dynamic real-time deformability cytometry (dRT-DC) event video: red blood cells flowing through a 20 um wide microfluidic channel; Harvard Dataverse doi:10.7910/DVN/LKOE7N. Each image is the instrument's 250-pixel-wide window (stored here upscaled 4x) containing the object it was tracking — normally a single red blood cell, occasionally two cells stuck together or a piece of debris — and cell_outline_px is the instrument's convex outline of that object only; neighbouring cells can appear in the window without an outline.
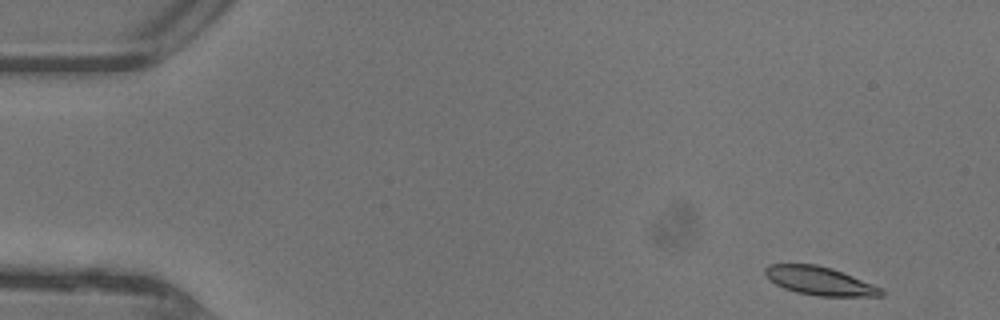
{"species": "common noctule bat (a hibernating species)", "species_latin": "Nyctalus noctula", "temperature_condition": "warm", "stored_images_in_passage": 44, "camera_frame_rate_fps": 3000, "um_per_image_px": 0.085, "animal": {"sex": "female"}, "frame": {"image": 1, "passage_image": 1, "time_ms": 0.0, "image_size_px": [1000, 320], "cell_outline_px": [[884, 296], [816, 296], [796, 292], [784, 288], [768, 280], [764, 272], [764, 268], [768, 264], [816, 264], [832, 268], [872, 284], [880, 288], [884, 292]], "centroid_in_image_um": [69.62, 23.87], "position_along_channel_um": 15.4, "area_um2": 19.19}}
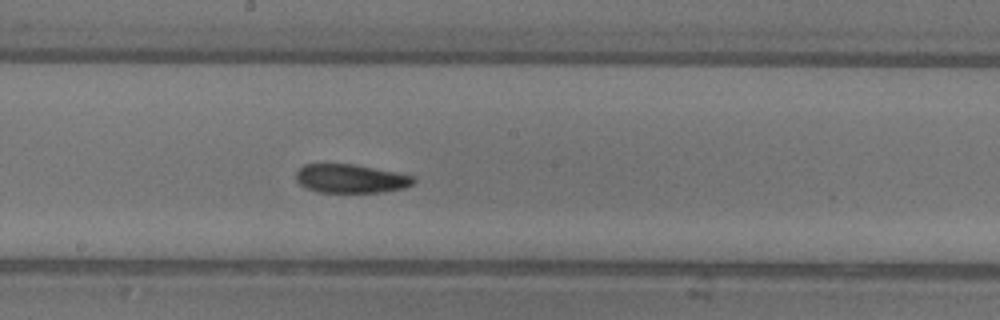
{"frame": {"image": 2, "passage_image": 23, "time_ms": 7.333, "image_size_px": [1000, 320], "cell_outline_px": [[416, 180], [412, 184], [404, 188], [384, 192], [316, 192], [300, 184], [296, 180], [296, 172], [304, 164], [352, 164], [396, 172], [416, 176]], "centroid_in_image_um": [29.83, 15.18], "position_along_channel_um": 218.4, "area_um2": 19.65}}
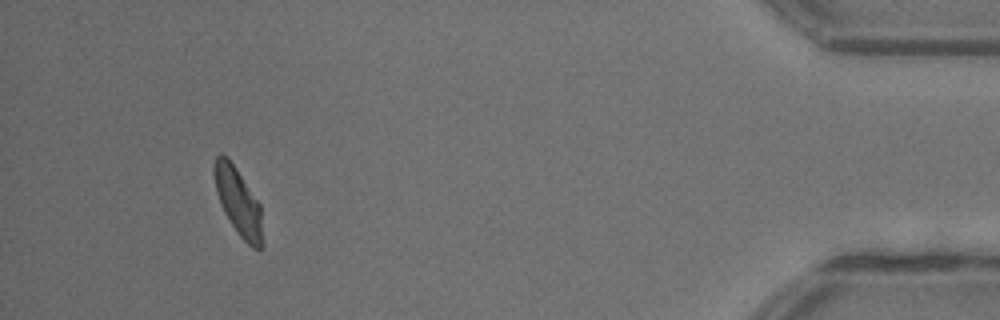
{"frame": {"image": 3, "passage_image": 41, "time_ms": 13.333, "image_size_px": [1000, 320], "cell_outline_px": [[264, 244], [260, 252], [252, 248], [240, 236], [224, 212], [216, 192], [212, 168], [216, 156], [220, 152], [228, 156], [260, 204]], "centroid_in_image_um": [20.26, 17.15], "position_along_channel_um": 414.9, "area_um2": 19.25}, "authors_computed_cell_mechanics": {"area_um2": 19.6809, "velocity_mm_per_s": 4.4077, "shape_relaxation_time_tau1_ms": 3.5234, "shape_relaxation_time_tau2_ms": 2.0021, "deformation_change_tau1": 0.1417, "deformation_change_tau2": 0.0833}}